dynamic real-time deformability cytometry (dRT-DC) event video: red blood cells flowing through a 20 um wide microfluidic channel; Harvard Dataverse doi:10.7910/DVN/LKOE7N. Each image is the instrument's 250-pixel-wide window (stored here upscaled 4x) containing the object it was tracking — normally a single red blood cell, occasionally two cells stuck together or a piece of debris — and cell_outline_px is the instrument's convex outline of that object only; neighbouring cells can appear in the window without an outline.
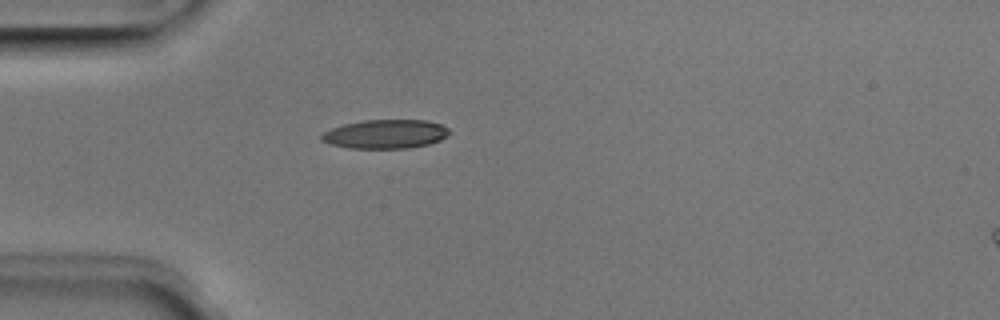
{"species": "Egyptian fruit bat (a non-hibernating species)", "species_latin": "Rousettus aegyptiacus", "temperature_condition": "room temperature", "stored_images_in_passage": 37, "camera_frame_rate_fps": 3000, "um_per_image_px": 0.085, "animal": {"sex": "male"}, "frame": {"image": 1, "passage_image": 1, "time_ms": 0.0, "image_size_px": [1000, 320], "cell_outline_px": [[452, 132], [448, 136], [440, 140], [428, 144], [408, 148], [352, 148], [332, 144], [320, 140], [320, 136], [324, 132], [332, 128], [344, 124], [364, 120], [428, 120], [440, 124], [448, 128]], "centroid_in_image_um": [32.8, 11.39], "position_along_channel_um": 52.2, "area_um2": 21.5}}
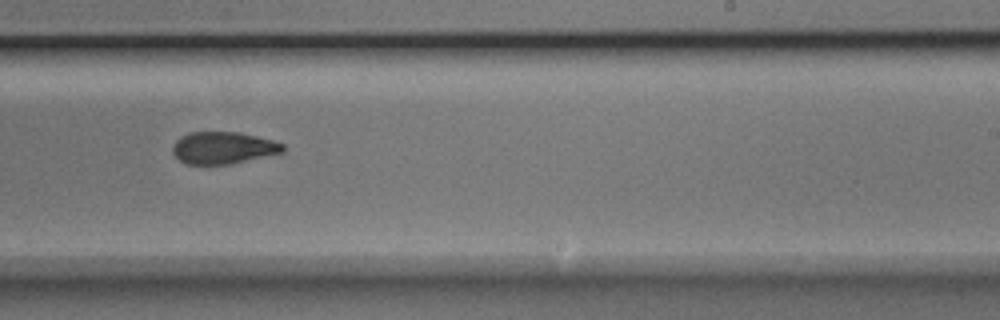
{"frame": {"image": 2, "passage_image": 18, "time_ms": 5.667, "image_size_px": [1000, 320], "cell_outline_px": [[284, 152], [232, 164], [188, 164], [180, 160], [172, 152], [172, 144], [180, 136], [188, 132], [240, 132], [272, 140], [284, 144]], "centroid_in_image_um": [18.96, 12.56], "position_along_channel_um": 270.0, "area_um2": 20.69}}
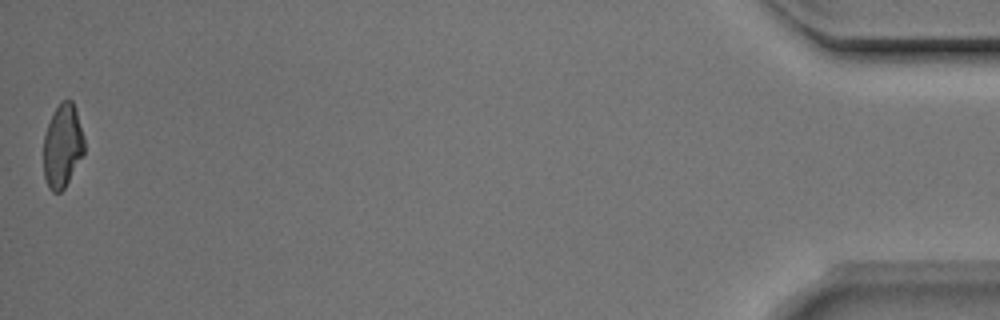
{"frame": {"image": 3, "passage_image": 37, "time_ms": 12.0, "image_size_px": [1000, 320], "cell_outline_px": [[84, 152], [64, 188], [60, 192], [52, 192], [48, 188], [44, 176], [44, 136], [48, 124], [60, 100], [72, 100], [84, 136]], "centroid_in_image_um": [5.31, 12.41], "position_along_channel_um": 429.9, "area_um2": 19.54}, "authors_computed_cell_mechanics": {"area_um2": 21.5016, "velocity_mm_per_s": 4.0147, "shape_relaxation_time_tau1_ms": 2.8781, "shape_relaxation_time_tau2_ms": 3.5812, "deformation_change_tau1": 0.1317, "deformation_change_tau2": 0.0944}}